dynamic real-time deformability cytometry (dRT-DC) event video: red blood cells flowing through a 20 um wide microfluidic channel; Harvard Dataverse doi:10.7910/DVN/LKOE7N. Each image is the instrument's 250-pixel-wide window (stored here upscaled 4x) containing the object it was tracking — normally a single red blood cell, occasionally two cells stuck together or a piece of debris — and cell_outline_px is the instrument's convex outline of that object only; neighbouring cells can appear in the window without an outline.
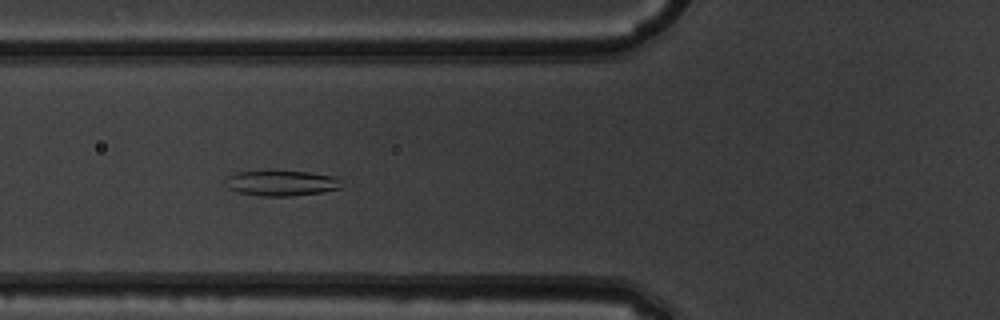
{"species": "common noctule bat (a hibernating species)", "species_latin": "Nyctalus noctula", "temperature_condition": "warm", "stored_images_in_passage": 41, "camera_frame_rate_fps": 3000, "um_per_image_px": 0.085, "animal": {"sex": "male", "body_mass_g": 19.5, "forearm_length_mm": 54.6}, "frame": {"image": 1, "passage_image": 19, "time_ms": 6.0, "image_size_px": [1000, 320], "cell_outline_px": [[344, 188], [320, 192], [292, 196], [260, 196], [240, 192], [228, 188], [228, 176], [236, 172], [308, 172], [332, 176], [340, 180]], "centroid_in_image_um": [23.98, 15.58], "position_along_channel_um": 101.8, "area_um2": 16.7}}
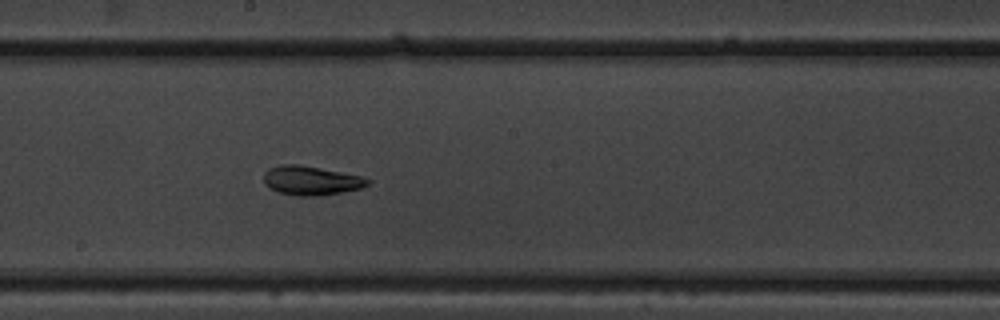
{"frame": {"image": 2, "passage_image": 28, "time_ms": 9.0, "image_size_px": [1000, 320], "cell_outline_px": [[372, 180], [368, 184], [360, 188], [320, 196], [296, 196], [280, 192], [268, 188], [264, 184], [264, 172], [268, 168], [284, 164], [300, 164], [360, 176]], "centroid_in_image_um": [26.39, 15.34], "position_along_channel_um": 221.8, "area_um2": 17.57}}
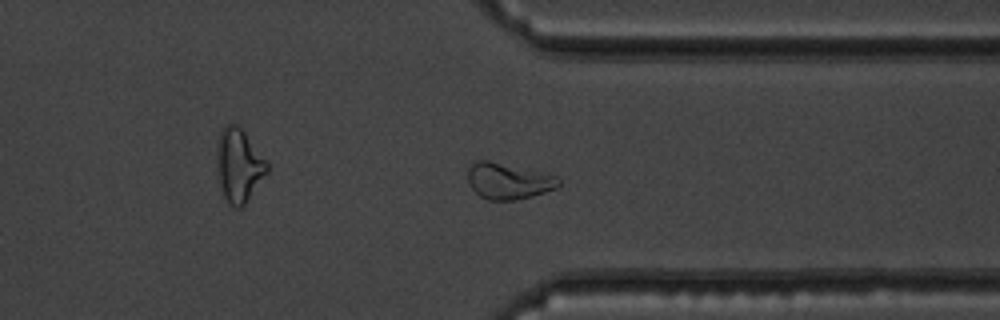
{"frame": {"image": 3, "passage_image": 39, "time_ms": 12.667, "image_size_px": [1000, 320], "cell_outline_px": [[560, 184], [556, 188], [532, 196], [512, 200], [488, 200], [480, 196], [472, 188], [468, 180], [468, 168], [476, 160], [488, 160], [556, 176], [560, 180]], "centroid_in_image_um": [43.18, 15.39], "position_along_channel_um": 368.2, "area_um2": 18.79}, "authors_computed_cell_mechanics": {"area_um2": 18.0914, "velocity_mm_per_s": 3.9932, "shape_relaxation_time_tau1_ms": null, "shape_relaxation_time_tau2_ms": 5.2336, "deformation_change_tau1": null, "deformation_change_tau2": 0.1189}}